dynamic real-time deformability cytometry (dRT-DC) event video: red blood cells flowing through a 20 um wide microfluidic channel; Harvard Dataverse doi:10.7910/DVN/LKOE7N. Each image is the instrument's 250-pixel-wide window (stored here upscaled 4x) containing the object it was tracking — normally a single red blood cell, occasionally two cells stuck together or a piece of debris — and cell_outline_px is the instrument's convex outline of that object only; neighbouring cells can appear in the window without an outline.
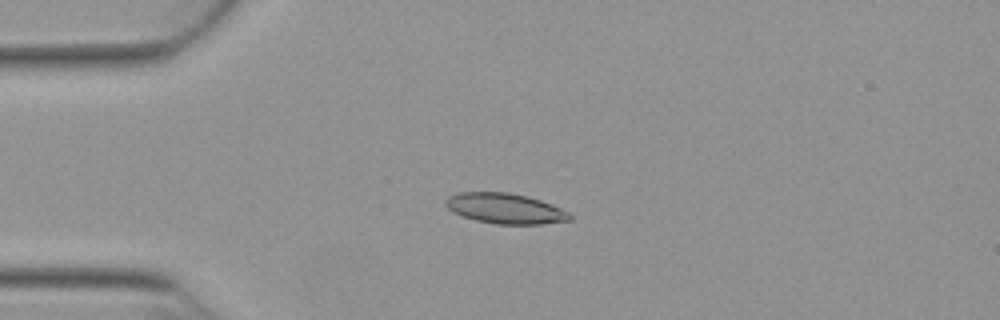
{"species": "Egyptian fruit bat (a non-hibernating species)", "species_latin": "Rousettus aegyptiacus", "temperature_condition": "warm", "stored_images_in_passage": 29, "camera_frame_rate_fps": 3000, "um_per_image_px": 0.085, "animal": {"sex": "female"}, "frame": {"image": 1, "passage_image": 13, "time_ms": 4.0, "image_size_px": [1000, 320], "cell_outline_px": [[572, 220], [540, 224], [496, 224], [476, 220], [464, 216], [448, 208], [444, 204], [444, 200], [448, 196], [460, 192], [508, 192], [528, 196], [540, 200], [560, 208], [568, 212], [572, 216]], "centroid_in_image_um": [42.94, 17.71], "position_along_channel_um": 42.1, "area_um2": 21.85}}
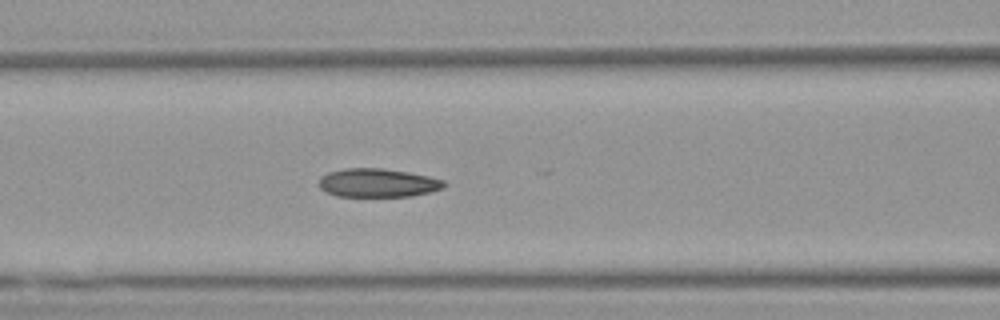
{"frame": {"image": 2, "passage_image": 22, "time_ms": 7.0, "image_size_px": [1000, 320], "cell_outline_px": [[444, 188], [412, 196], [336, 196], [324, 192], [320, 188], [320, 176], [328, 172], [344, 168], [384, 168], [408, 172], [428, 176], [444, 180]], "centroid_in_image_um": [32.07, 15.54], "position_along_channel_um": 134.5, "area_um2": 20.87}}
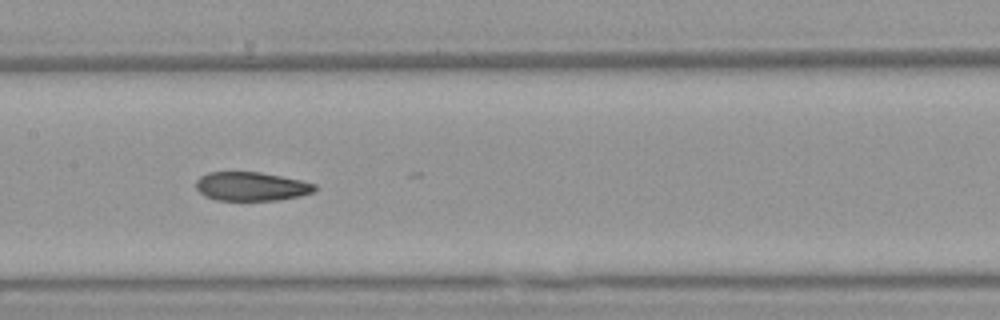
{"frame": {"image": 3, "passage_image": 26, "time_ms": 8.333, "image_size_px": [1000, 320], "cell_outline_px": [[316, 188], [312, 192], [300, 196], [276, 200], [216, 200], [204, 196], [196, 188], [196, 180], [200, 176], [208, 172], [260, 172], [300, 180], [316, 184]], "centroid_in_image_um": [21.33, 15.84], "position_along_channel_um": 186.1, "area_um2": 19.88}}